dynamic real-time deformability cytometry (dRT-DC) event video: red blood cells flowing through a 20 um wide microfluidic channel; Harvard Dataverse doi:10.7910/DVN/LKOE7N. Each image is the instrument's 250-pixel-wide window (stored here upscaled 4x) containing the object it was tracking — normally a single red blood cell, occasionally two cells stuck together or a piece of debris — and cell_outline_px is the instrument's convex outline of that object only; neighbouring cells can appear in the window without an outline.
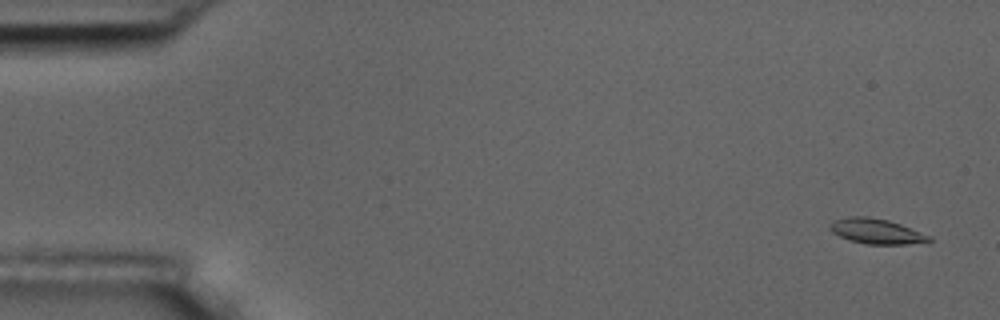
{"species": "common noctule bat (a hibernating species)", "species_latin": "Nyctalus noctula", "temperature_condition": "room temperature", "stored_images_in_passage": 4, "camera_frame_rate_fps": 3000, "um_per_image_px": 0.085, "animal": {"sex": "male", "body_mass_g": 17.5, "forearm_length_mm": 52.3}, "frame": {"image": 1, "passage_image": 1, "time_ms": 0.0, "image_size_px": [1000, 320], "cell_outline_px": [[932, 240], [904, 244], [868, 244], [848, 240], [832, 232], [828, 228], [836, 220], [848, 216], [868, 216], [888, 220], [900, 224], [932, 236]], "centroid_in_image_um": [74.48, 19.65], "position_along_channel_um": 10.5, "area_um2": 14.33}}
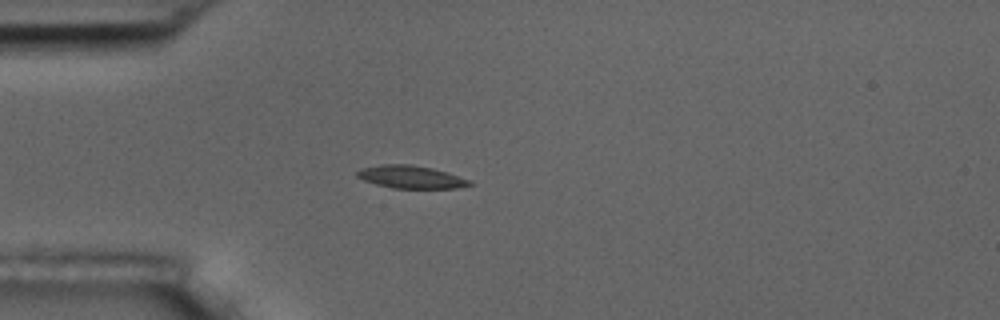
{"frame": {"image": 2, "passage_image": 4, "time_ms": 4.333, "image_size_px": [1000, 320], "cell_outline_px": [[472, 184], [456, 188], [392, 188], [376, 184], [364, 180], [356, 176], [356, 172], [360, 168], [380, 164], [412, 164], [432, 168], [448, 172], [468, 180]], "centroid_in_image_um": [34.87, 15.03], "position_along_channel_um": 50.1, "area_um2": 14.85}}